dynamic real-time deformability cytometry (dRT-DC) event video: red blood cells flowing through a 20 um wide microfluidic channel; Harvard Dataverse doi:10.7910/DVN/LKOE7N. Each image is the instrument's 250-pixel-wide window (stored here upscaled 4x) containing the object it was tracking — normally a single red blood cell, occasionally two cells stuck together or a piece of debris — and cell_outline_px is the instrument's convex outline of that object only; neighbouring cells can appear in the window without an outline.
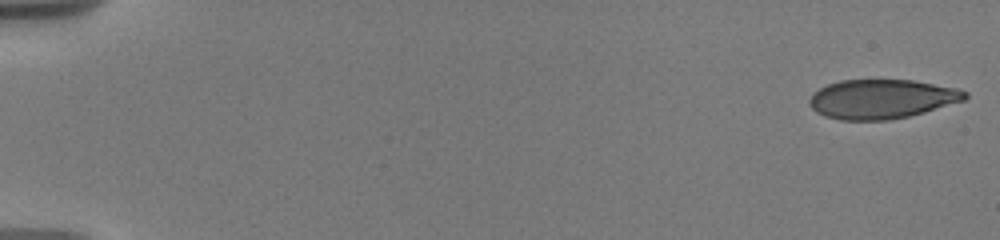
{"species": "human", "species_latin": "Homo sapiens", "temperature_condition": "warm", "stored_images_in_passage": 40, "camera_frame_rate_fps": 3000, "um_per_image_px": 0.085, "donor": {"sex": "male"}, "frame": {"image": 1, "passage_image": 1, "time_ms": 0.0, "image_size_px": [1000, 240], "cell_outline_px": [[968, 96], [964, 100], [924, 112], [908, 116], [888, 120], [840, 120], [824, 116], [816, 112], [808, 104], [808, 100], [812, 92], [828, 84], [840, 80], [912, 80], [956, 88], [968, 92]], "centroid_in_image_um": [74.9, 8.42], "position_along_channel_um": 10.1, "area_um2": 35.6}}
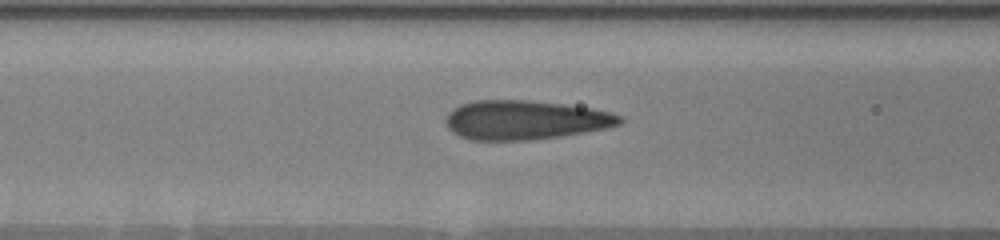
{"frame": {"image": 2, "passage_image": 19, "time_ms": 7.667, "image_size_px": [1000, 240], "cell_outline_px": [[624, 120], [620, 124], [604, 128], [584, 132], [560, 136], [528, 140], [472, 140], [460, 136], [452, 132], [448, 128], [444, 120], [448, 112], [452, 108], [460, 104], [472, 100], [528, 100], [564, 104], [592, 108], [612, 112], [624, 116]], "centroid_in_image_um": [44.61, 10.19], "position_along_channel_um": 122.0, "area_um2": 40.0}}
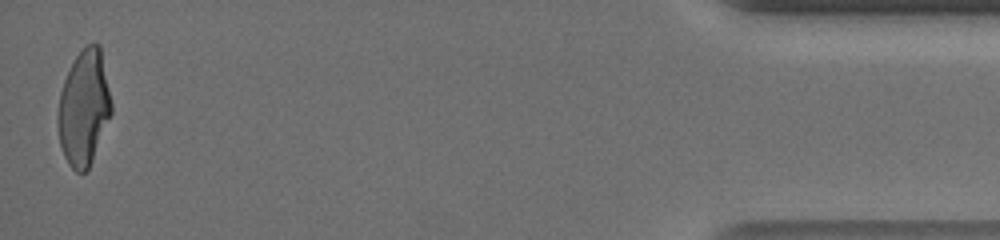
{"frame": {"image": 3, "passage_image": 40, "time_ms": 18.0, "image_size_px": [1000, 240], "cell_outline_px": [[112, 112], [92, 160], [88, 168], [84, 172], [76, 172], [68, 164], [64, 156], [60, 144], [56, 116], [60, 92], [64, 80], [76, 56], [88, 44], [100, 44], [112, 104]], "centroid_in_image_um": [7.12, 9.18], "position_along_channel_um": 428.1, "area_um2": 35.72}, "authors_computed_cell_mechanics": {"area_um2": 38.1191, "velocity_mm_per_s": 3.6801, "shape_relaxation_time_tau1_ms": 7.9315, "shape_relaxation_time_tau2_ms": null, "deformation_change_tau1": 0.2493, "deformation_change_tau2": null}}